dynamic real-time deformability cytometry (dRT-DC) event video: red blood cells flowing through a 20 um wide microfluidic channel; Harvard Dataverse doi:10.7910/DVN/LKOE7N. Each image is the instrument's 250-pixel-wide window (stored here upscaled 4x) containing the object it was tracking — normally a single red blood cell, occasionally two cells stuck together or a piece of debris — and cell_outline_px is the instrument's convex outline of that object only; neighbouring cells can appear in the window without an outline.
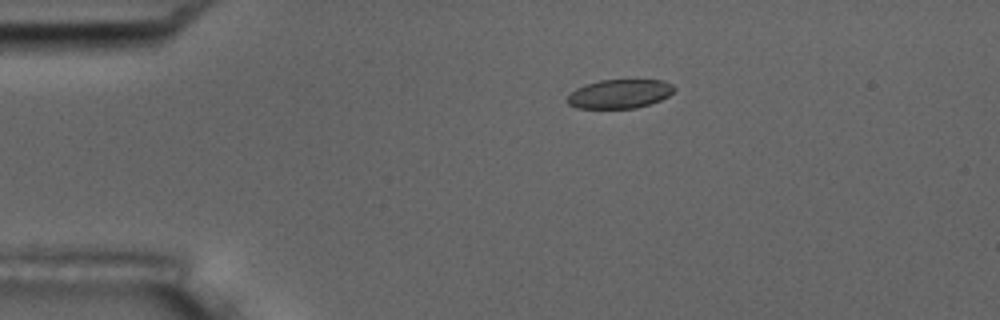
{"species": "common noctule bat (a hibernating species)", "species_latin": "Nyctalus noctula", "temperature_condition": "room temperature", "stored_images_in_passage": 6, "camera_frame_rate_fps": 3000, "um_per_image_px": 0.085, "animal": {"sex": "male", "body_mass_g": 17.5, "forearm_length_mm": 52.3}, "frame": {"image": 1, "passage_image": 3, "time_ms": 3.333, "image_size_px": [1000, 320], "cell_outline_px": [[676, 88], [668, 96], [660, 100], [636, 108], [576, 108], [568, 104], [564, 100], [576, 88], [584, 84], [600, 80], [664, 80], [672, 84]], "centroid_in_image_um": [52.64, 7.97], "position_along_channel_um": 32.4, "area_um2": 18.09}}
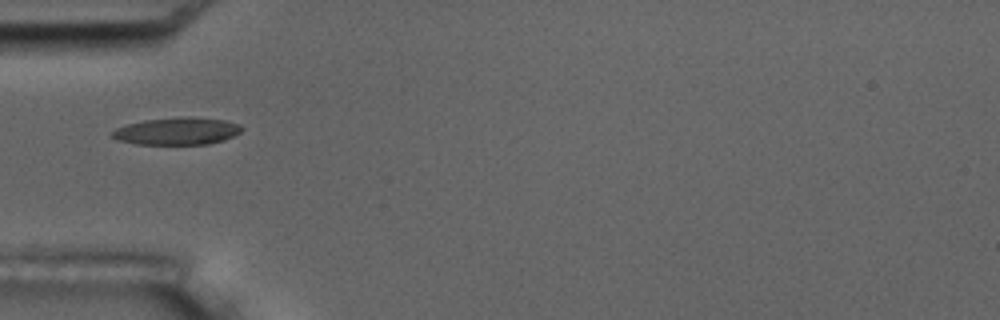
{"frame": {"image": 2, "passage_image": 5, "time_ms": 5.667, "image_size_px": [1000, 320], "cell_outline_px": [[244, 128], [240, 132], [224, 140], [208, 144], [136, 144], [116, 140], [112, 136], [112, 132], [116, 128], [128, 124], [144, 120], [180, 116], [192, 116], [224, 120], [240, 124]], "centroid_in_image_um": [15.06, 11.13], "position_along_channel_um": 69.9, "area_um2": 20.75}}